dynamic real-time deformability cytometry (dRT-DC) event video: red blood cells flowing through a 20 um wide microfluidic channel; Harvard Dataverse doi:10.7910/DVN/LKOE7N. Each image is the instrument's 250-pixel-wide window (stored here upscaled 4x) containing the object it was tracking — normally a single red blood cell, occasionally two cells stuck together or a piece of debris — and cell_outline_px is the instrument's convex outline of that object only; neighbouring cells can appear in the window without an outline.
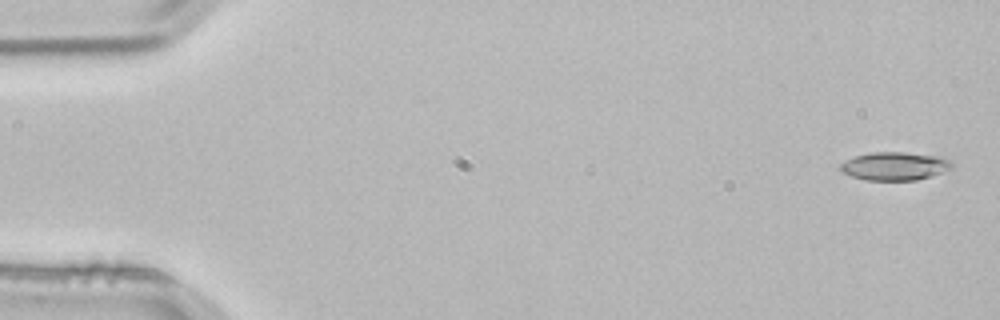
{"species": "common noctule bat (a hibernating species)", "species_latin": "Nyctalus noctula", "temperature_condition": "room temperature", "stored_images_in_passage": 4, "segment_of_instrument_passage": [1, 2], "camera_frame_rate_fps": 3000, "um_per_image_px": 0.085, "animal": {"sex": "male", "body_mass_g": 21.5, "forearm_length_mm": 52.0}, "frame": {"image": 1, "passage_image": 1, "time_ms": 0.0, "image_size_px": [1000, 320], "cell_outline_px": [[952, 168], [944, 172], [932, 176], [916, 180], [864, 180], [840, 172], [840, 164], [844, 160], [852, 156], [872, 152], [904, 152], [940, 156], [952, 160]], "centroid_in_image_um": [76.04, 14.11], "position_along_channel_um": 9.0, "area_um2": 18.67}}
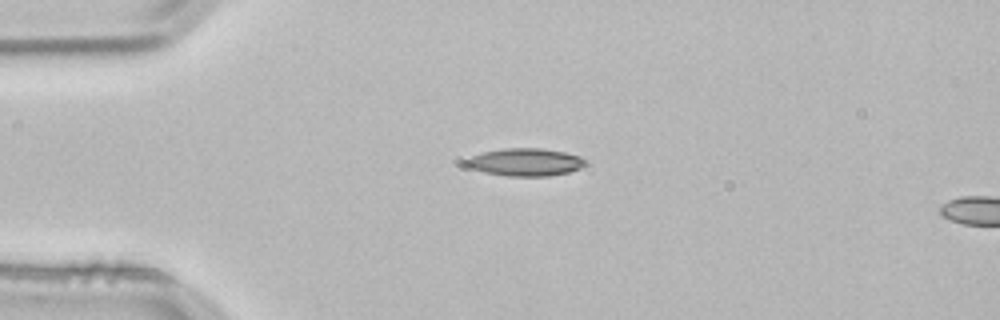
{"frame": {"image": 2, "passage_image": 3, "time_ms": 0.667, "image_size_px": [1000, 320], "cell_outline_px": [[588, 164], [580, 168], [568, 172], [548, 176], [508, 176], [484, 172], [472, 168], [464, 164], [464, 160], [472, 156], [484, 152], [504, 148], [540, 148], [564, 152], [580, 156]], "centroid_in_image_um": [44.65, 13.78], "position_along_channel_um": 40.3, "area_um2": 19.13}}